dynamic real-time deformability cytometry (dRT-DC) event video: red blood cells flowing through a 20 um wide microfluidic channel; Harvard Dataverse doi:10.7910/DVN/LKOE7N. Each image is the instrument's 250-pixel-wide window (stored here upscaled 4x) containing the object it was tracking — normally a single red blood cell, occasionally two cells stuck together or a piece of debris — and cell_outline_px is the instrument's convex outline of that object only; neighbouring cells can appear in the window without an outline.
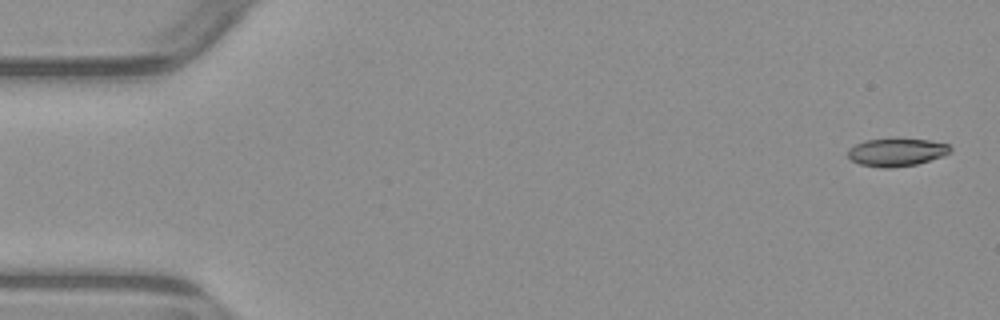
{"species": "common noctule bat (a hibernating species)", "species_latin": "Nyctalus noctula", "temperature_condition": "warm", "stored_images_in_passage": 4, "camera_frame_rate_fps": 3000, "um_per_image_px": 0.085, "animal": {"sex": "male", "body_mass_g": 23.1, "forearm_length_mm": 52.7}, "frame": {"image": 1, "passage_image": 1, "time_ms": 0.0, "image_size_px": [1000, 320], "cell_outline_px": [[952, 152], [944, 156], [916, 164], [892, 168], [880, 168], [860, 164], [852, 160], [848, 156], [848, 148], [864, 140], [928, 140], [948, 144], [952, 148]], "centroid_in_image_um": [76.22, 12.96], "position_along_channel_um": 8.8, "area_um2": 16.42}}
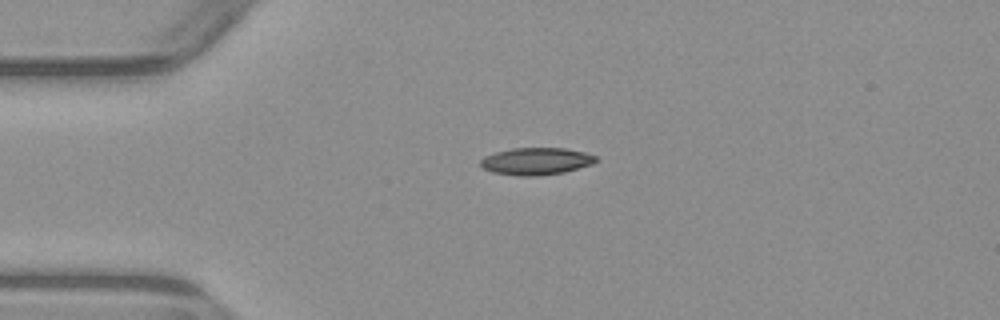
{"frame": {"image": 2, "passage_image": 4, "time_ms": 3.667, "image_size_px": [1000, 320], "cell_outline_px": [[600, 160], [592, 164], [564, 172], [540, 176], [520, 176], [492, 172], [484, 168], [480, 164], [480, 160], [484, 156], [496, 152], [512, 148], [564, 148], [584, 152], [596, 156]], "centroid_in_image_um": [45.59, 13.7], "position_along_channel_um": 39.4, "area_um2": 18.32}}